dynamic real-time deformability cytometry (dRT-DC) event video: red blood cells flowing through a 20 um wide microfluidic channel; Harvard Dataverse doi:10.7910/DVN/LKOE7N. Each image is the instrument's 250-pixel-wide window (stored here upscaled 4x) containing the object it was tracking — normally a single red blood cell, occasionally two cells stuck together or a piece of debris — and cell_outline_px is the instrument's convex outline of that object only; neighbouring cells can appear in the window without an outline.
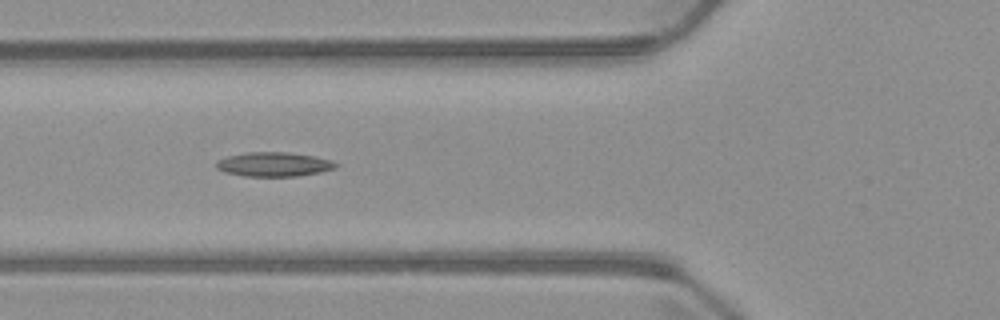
{"species": "common noctule bat (a hibernating species)", "species_latin": "Nyctalus noctula", "temperature_condition": "warm", "stored_images_in_passage": 8, "camera_frame_rate_fps": 3000, "um_per_image_px": 0.085, "animal": {"sex": "male", "body_mass_g": 23.1, "forearm_length_mm": 52.7}, "frame": {"image": 1, "passage_image": 6, "time_ms": 5.667, "image_size_px": [1000, 320], "cell_outline_px": [[340, 164], [336, 168], [320, 172], [296, 176], [244, 176], [224, 172], [216, 168], [216, 160], [228, 156], [248, 152], [288, 152], [312, 156], [332, 160]], "centroid_in_image_um": [23.28, 13.97], "position_along_channel_um": 102.5, "area_um2": 16.94}}
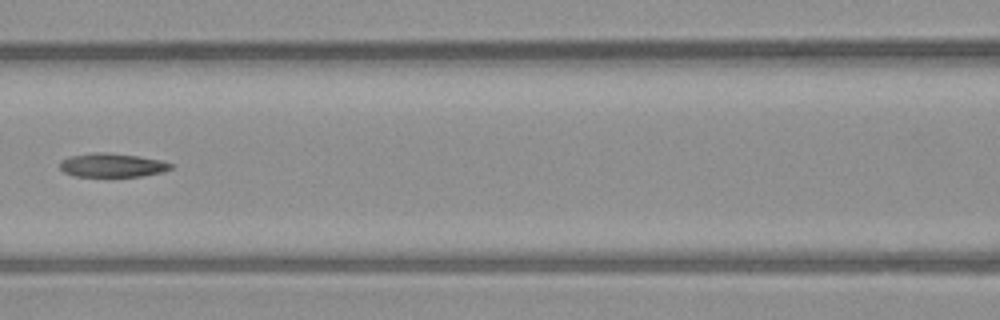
{"frame": {"image": 2, "passage_image": 7, "time_ms": 7.0, "image_size_px": [1000, 320], "cell_outline_px": [[176, 164], [172, 168], [164, 172], [140, 176], [72, 176], [64, 172], [60, 168], [60, 160], [68, 156], [92, 152], [108, 152], [140, 156], [160, 160]], "centroid_in_image_um": [9.54, 14.03], "position_along_channel_um": 157.1, "area_um2": 15.66}}
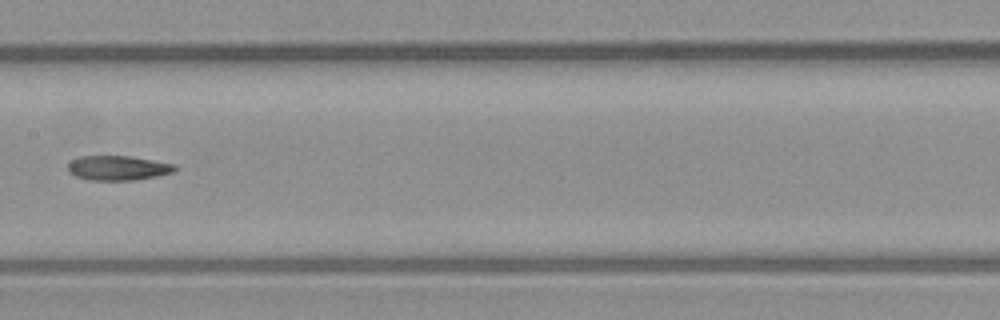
{"frame": {"image": 3, "passage_image": 8, "time_ms": 8.0, "image_size_px": [1000, 320], "cell_outline_px": [[176, 168], [172, 172], [156, 176], [132, 180], [88, 180], [76, 176], [68, 172], [68, 164], [72, 160], [80, 156], [128, 156], [176, 164]], "centroid_in_image_um": [9.99, 14.27], "position_along_channel_um": 197.4, "area_um2": 15.2}}